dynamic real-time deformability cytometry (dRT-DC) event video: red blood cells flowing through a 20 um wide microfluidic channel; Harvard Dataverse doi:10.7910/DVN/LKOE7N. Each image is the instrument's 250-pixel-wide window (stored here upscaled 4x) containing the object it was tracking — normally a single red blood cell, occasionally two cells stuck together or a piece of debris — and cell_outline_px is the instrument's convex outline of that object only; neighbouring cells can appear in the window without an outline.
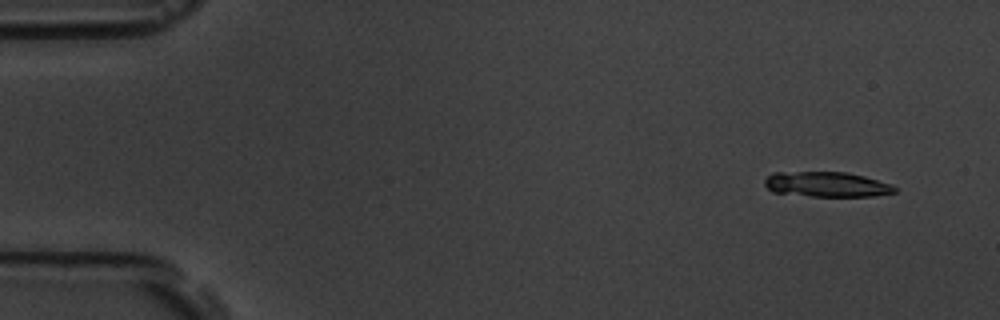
{"species": "common noctule bat (a hibernating species)", "species_latin": "Nyctalus noctula", "temperature_condition": "room temperature", "stored_images_in_passage": 9, "camera_frame_rate_fps": 3000, "um_per_image_px": 0.085, "animal": {"sex": "male", "body_mass_g": 19.5, "forearm_length_mm": 54.6}, "frame": {"image": 1, "passage_image": 1, "time_ms": 0.0, "image_size_px": [1000, 320], "cell_outline_px": [[896, 192], [872, 196], [812, 196], [772, 192], [764, 184], [764, 180], [772, 172], [848, 172], [864, 176], [892, 184], [896, 188]], "centroid_in_image_um": [70.26, 15.67], "position_along_channel_um": 14.7, "area_um2": 19.02}}
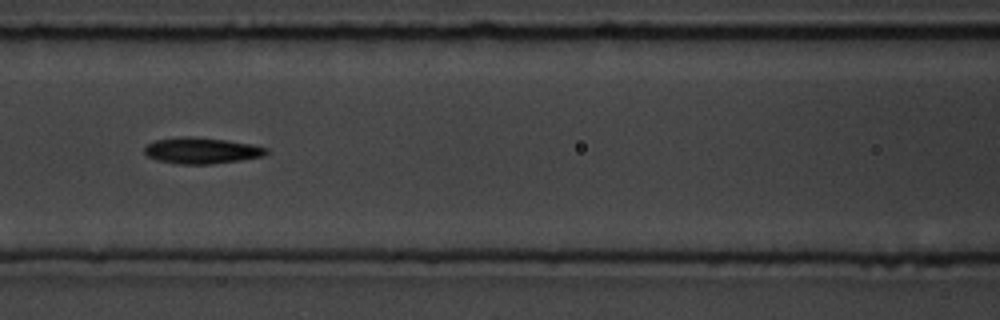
{"frame": {"image": 2, "passage_image": 7, "time_ms": 7.0, "image_size_px": [1000, 320], "cell_outline_px": [[268, 152], [264, 156], [240, 160], [212, 164], [176, 164], [156, 160], [148, 156], [144, 152], [144, 148], [148, 144], [156, 140], [180, 136], [188, 136], [224, 140], [252, 144], [268, 148]], "centroid_in_image_um": [17.13, 12.8], "position_along_channel_um": 149.5, "area_um2": 18.55}}
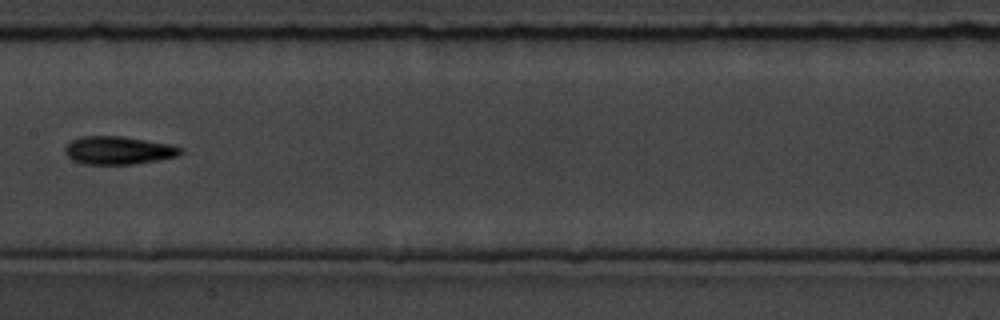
{"frame": {"image": 3, "passage_image": 8, "time_ms": 8.333, "image_size_px": [1000, 320], "cell_outline_px": [[184, 152], [180, 156], [132, 164], [84, 164], [72, 160], [64, 152], [64, 148], [72, 140], [80, 136], [124, 136], [172, 144], [184, 148]], "centroid_in_image_um": [10.11, 12.77], "position_along_channel_um": 197.3, "area_um2": 19.13}}